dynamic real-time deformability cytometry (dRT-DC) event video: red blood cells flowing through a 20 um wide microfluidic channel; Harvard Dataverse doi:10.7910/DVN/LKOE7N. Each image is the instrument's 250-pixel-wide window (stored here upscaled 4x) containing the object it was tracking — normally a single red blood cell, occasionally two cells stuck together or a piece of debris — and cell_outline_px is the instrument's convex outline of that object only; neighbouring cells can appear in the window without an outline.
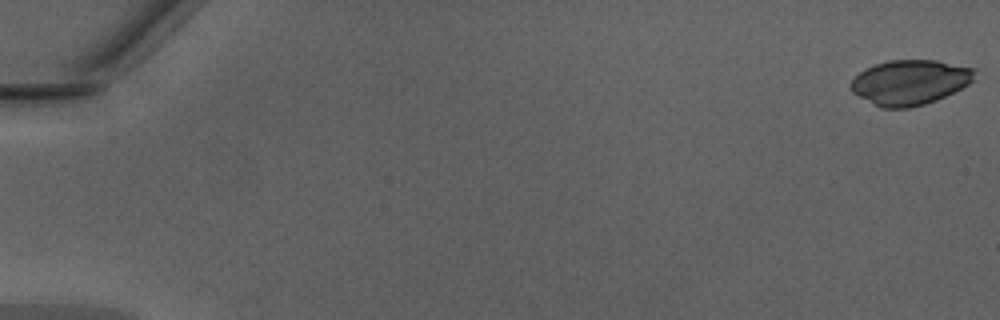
{"species": "Egyptian fruit bat (a non-hibernating species)", "species_latin": "Rousettus aegyptiacus", "temperature_condition": "warm", "stored_images_in_passage": 49, "camera_frame_rate_fps": 3000, "um_per_image_px": 0.085, "animal": {"sex": "male"}, "frame": {"image": 1, "passage_image": 1, "time_ms": 0.0, "image_size_px": [1000, 320], "cell_outline_px": [[980, 68], [976, 80], [936, 100], [924, 104], [908, 108], [880, 108], [872, 104], [852, 92], [852, 80], [864, 68], [888, 60], [936, 60]], "centroid_in_image_um": [77.41, 6.98], "position_along_channel_um": 7.6, "area_um2": 32.71}}